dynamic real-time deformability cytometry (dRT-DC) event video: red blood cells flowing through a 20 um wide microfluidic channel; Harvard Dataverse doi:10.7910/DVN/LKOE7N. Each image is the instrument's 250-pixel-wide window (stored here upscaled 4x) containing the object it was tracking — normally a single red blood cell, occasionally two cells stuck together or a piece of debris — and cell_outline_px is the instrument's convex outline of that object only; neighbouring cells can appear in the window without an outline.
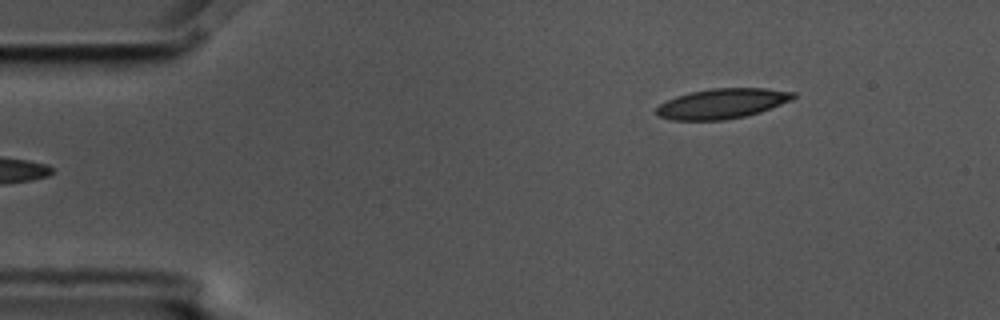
{"species": "common noctule bat (a hibernating species)", "species_latin": "Nyctalus noctula", "temperature_condition": "cold", "stored_images_in_passage": 5, "segment_of_instrument_passage": [2, 2], "camera_frame_rate_fps": 3000, "um_per_image_px": 0.085, "animal": {"sex": "male", "body_mass_g": 17.5, "forearm_length_mm": 52.3}, "frame": {"image": 1, "passage_image": 5, "time_ms": 1.333, "image_size_px": [1000, 320], "cell_outline_px": [[796, 96], [792, 100], [760, 112], [744, 116], [724, 120], [672, 120], [656, 116], [652, 112], [660, 104], [676, 96], [692, 92], [712, 88], [764, 88], [796, 92]], "centroid_in_image_um": [61.36, 8.81], "position_along_channel_um": 23.6, "area_um2": 24.04}}